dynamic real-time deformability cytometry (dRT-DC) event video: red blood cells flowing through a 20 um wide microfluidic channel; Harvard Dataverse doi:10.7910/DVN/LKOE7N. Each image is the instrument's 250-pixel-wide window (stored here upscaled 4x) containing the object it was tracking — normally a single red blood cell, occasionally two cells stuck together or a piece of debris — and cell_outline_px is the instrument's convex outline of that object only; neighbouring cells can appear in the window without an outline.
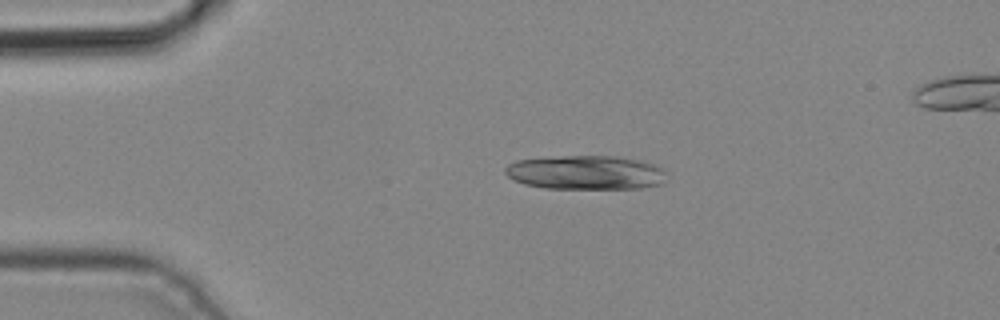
{"species": "common noctule bat (a hibernating species)", "species_latin": "Nyctalus noctula", "temperature_condition": "cold", "stored_images_in_passage": 4, "camera_frame_rate_fps": 3000, "um_per_image_px": 0.085, "animal": {"sex": "male", "body_mass_g": 19.2, "forearm_length_mm": 51.8}, "frame": {"image": 1, "passage_image": 2, "time_ms": 0.333, "image_size_px": [1000, 320], "cell_outline_px": [[664, 184], [640, 188], [544, 188], [524, 184], [512, 180], [504, 172], [504, 168], [508, 164], [516, 160], [548, 156], [616, 156], [640, 160], [656, 164], [664, 168]], "centroid_in_image_um": [49.76, 14.65], "position_along_channel_um": 35.2, "area_um2": 32.43}}